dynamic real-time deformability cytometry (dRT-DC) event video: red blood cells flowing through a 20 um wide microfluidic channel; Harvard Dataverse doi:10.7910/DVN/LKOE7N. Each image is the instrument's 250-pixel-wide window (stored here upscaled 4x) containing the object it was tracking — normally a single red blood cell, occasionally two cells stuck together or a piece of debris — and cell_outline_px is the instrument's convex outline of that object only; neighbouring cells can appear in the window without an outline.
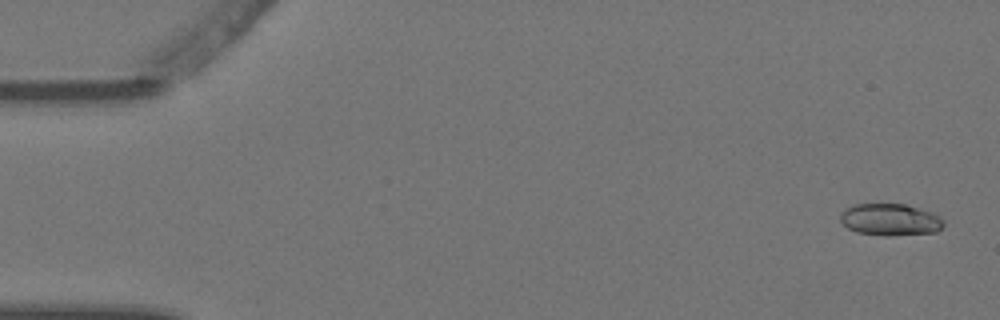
{"species": "Egyptian fruit bat (a non-hibernating species)", "species_latin": "Rousettus aegyptiacus", "temperature_condition": "warm", "stored_images_in_passage": 4, "camera_frame_rate_fps": 3000, "um_per_image_px": 0.085, "animal": {"sex": "female"}, "frame": {"image": 1, "passage_image": 1, "time_ms": 0.0, "image_size_px": [1000, 320], "cell_outline_px": [[944, 224], [936, 232], [888, 236], [856, 232], [848, 228], [840, 220], [840, 212], [856, 204], [904, 204], [932, 212], [940, 216], [944, 220]], "centroid_in_image_um": [75.68, 18.67], "position_along_channel_um": 9.3, "area_um2": 19.13}}